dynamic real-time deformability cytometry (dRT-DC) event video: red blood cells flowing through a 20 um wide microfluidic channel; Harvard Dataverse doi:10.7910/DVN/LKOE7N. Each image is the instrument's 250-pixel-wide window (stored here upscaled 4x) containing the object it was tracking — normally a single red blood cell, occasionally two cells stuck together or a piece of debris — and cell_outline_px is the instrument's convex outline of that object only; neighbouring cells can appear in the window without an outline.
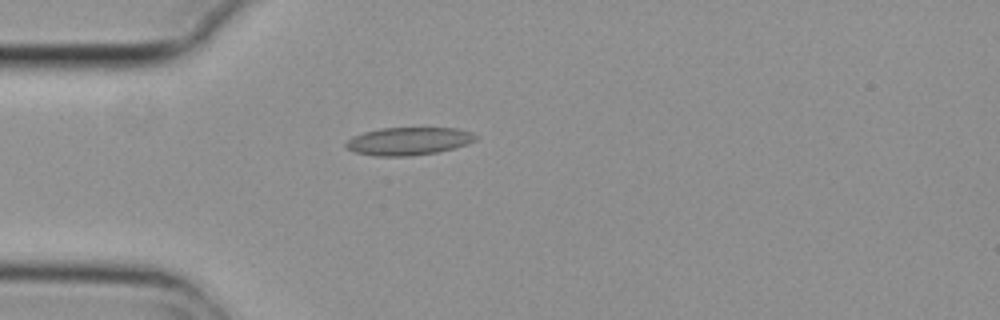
{"species": "common noctule bat (a hibernating species)", "species_latin": "Nyctalus noctula", "temperature_condition": "cold", "stored_images_in_passage": 2, "camera_frame_rate_fps": 3000, "um_per_image_px": 0.085, "animal": {"sex": "female", "body_mass_g": 29.2, "forearm_length_mm": 56.3}, "frame": {"image": 1, "passage_image": 2, "time_ms": 0.333, "image_size_px": [1000, 320], "cell_outline_px": [[476, 140], [468, 144], [436, 152], [408, 156], [376, 156], [356, 152], [348, 148], [344, 144], [352, 136], [364, 132], [380, 128], [456, 128], [472, 132], [476, 136]], "centroid_in_image_um": [34.72, 11.99], "position_along_channel_um": 50.3, "area_um2": 20.87}}